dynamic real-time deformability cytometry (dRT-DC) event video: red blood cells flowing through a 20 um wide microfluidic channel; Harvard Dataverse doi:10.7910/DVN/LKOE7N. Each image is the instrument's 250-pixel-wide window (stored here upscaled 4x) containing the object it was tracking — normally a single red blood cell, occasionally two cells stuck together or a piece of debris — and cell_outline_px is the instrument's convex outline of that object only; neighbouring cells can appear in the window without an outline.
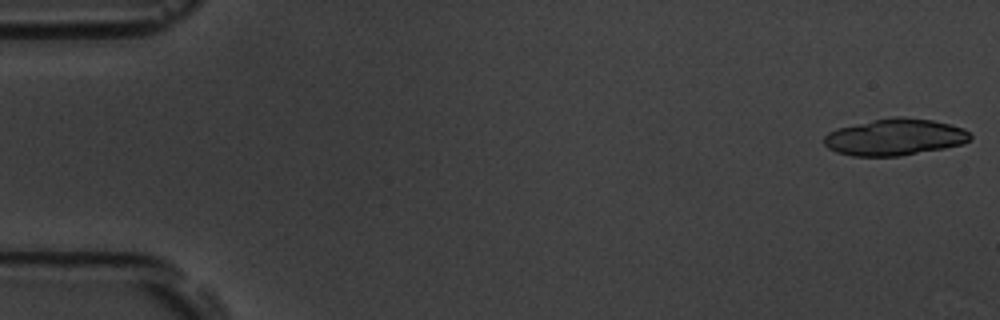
{"species": "common noctule bat (a hibernating species)", "species_latin": "Nyctalus noctula", "temperature_condition": "room temperature", "stored_images_in_passage": 20, "camera_frame_rate_fps": 3000, "um_per_image_px": 0.085, "animal": {"sex": "male", "body_mass_g": 19.5, "forearm_length_mm": 54.6}, "frame": {"image": 1, "passage_image": 1, "time_ms": 0.0, "image_size_px": [1000, 320], "cell_outline_px": [[972, 140], [964, 144], [944, 148], [900, 156], [852, 156], [836, 152], [828, 148], [824, 144], [824, 136], [828, 132], [836, 128], [872, 120], [892, 116], [904, 116], [932, 120], [964, 128], [972, 136]], "centroid_in_image_um": [76.06, 11.65], "position_along_channel_um": 8.9, "area_um2": 31.5}}